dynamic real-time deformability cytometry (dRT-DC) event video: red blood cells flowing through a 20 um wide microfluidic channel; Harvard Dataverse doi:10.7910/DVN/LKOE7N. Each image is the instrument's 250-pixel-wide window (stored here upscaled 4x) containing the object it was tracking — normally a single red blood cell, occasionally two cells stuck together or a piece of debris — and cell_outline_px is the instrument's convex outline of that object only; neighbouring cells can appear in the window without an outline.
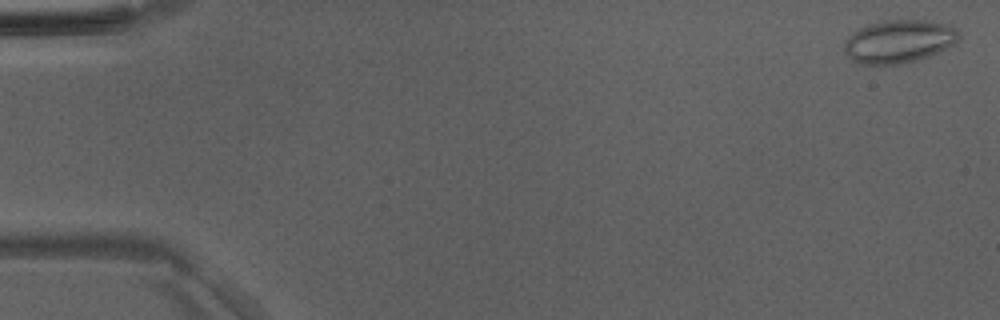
{"species": "Egyptian fruit bat (a non-hibernating species)", "species_latin": "Rousettus aegyptiacus", "temperature_condition": "room temperature", "stored_images_in_passage": 40, "camera_frame_rate_fps": 3000, "um_per_image_px": 0.085, "animal": {"sex": "male"}, "frame": {"image": 1, "passage_image": 2, "time_ms": 0.333, "image_size_px": [1000, 320], "cell_outline_px": [[960, 36], [952, 44], [928, 56], [916, 60], [896, 64], [860, 64], [852, 60], [844, 52], [844, 40], [852, 32], [868, 24], [880, 20], [924, 20], [952, 24], [956, 28]], "centroid_in_image_um": [76.36, 3.49], "position_along_channel_um": 8.6, "area_um2": 28.73}}
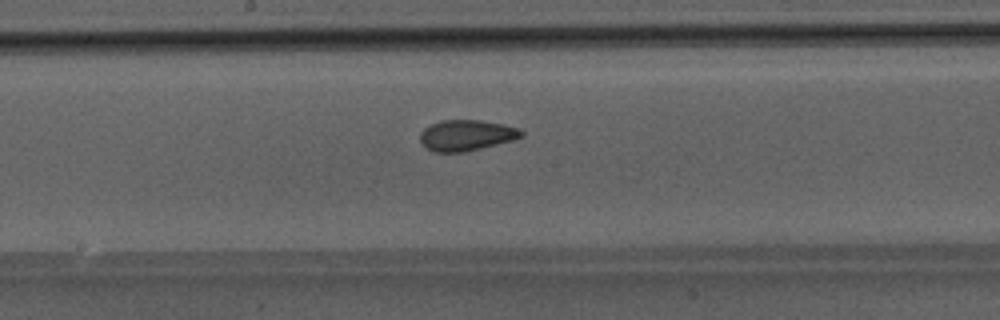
{"frame": {"image": 2, "passage_image": 27, "time_ms": 8.667, "image_size_px": [1000, 320], "cell_outline_px": [[524, 136], [512, 140], [464, 152], [432, 152], [420, 144], [420, 132], [424, 128], [440, 120], [480, 120], [504, 124], [520, 128], [524, 132]], "centroid_in_image_um": [39.63, 11.5], "position_along_channel_um": 208.6, "area_um2": 18.32}}
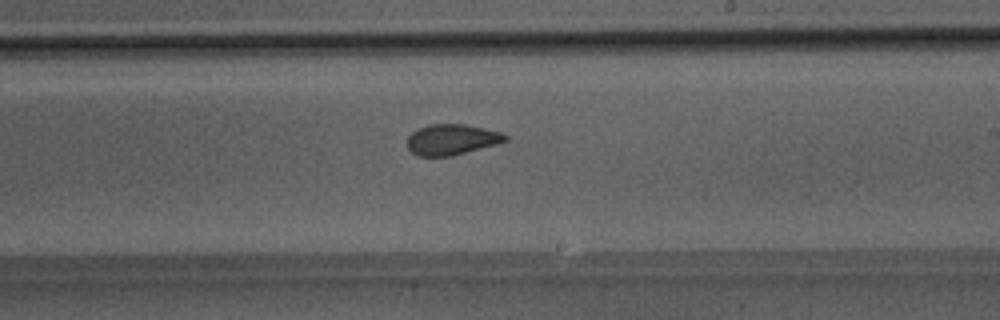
{"frame": {"image": 3, "passage_image": 30, "time_ms": 9.667, "image_size_px": [1000, 320], "cell_outline_px": [[508, 140], [496, 144], [448, 156], [416, 156], [408, 148], [408, 136], [412, 132], [428, 124], [464, 124], [500, 132], [508, 136]], "centroid_in_image_um": [38.37, 11.85], "position_along_channel_um": 250.6, "area_um2": 17.22}}